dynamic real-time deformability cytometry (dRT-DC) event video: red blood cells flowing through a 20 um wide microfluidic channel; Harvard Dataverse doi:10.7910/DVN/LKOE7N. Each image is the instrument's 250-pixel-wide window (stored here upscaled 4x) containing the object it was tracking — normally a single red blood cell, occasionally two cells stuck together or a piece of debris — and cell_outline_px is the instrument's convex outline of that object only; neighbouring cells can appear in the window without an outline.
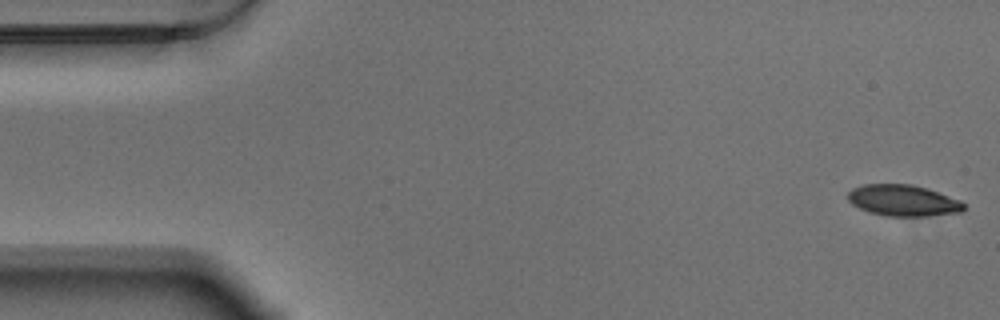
{"species": "Egyptian fruit bat (a non-hibernating species)", "species_latin": "Rousettus aegyptiacus", "temperature_condition": "warm", "stored_images_in_passage": 57, "camera_frame_rate_fps": 3000, "um_per_image_px": 0.085, "animal": {"sex": "male"}, "frame": {"image": 1, "passage_image": 1, "time_ms": 0.0, "image_size_px": [1000, 320], "cell_outline_px": [[964, 208], [960, 212], [924, 216], [884, 216], [868, 212], [852, 204], [848, 200], [848, 192], [852, 188], [864, 184], [912, 184], [960, 200], [964, 204]], "centroid_in_image_um": [76.71, 17.04], "position_along_channel_um": 8.3, "area_um2": 20.92}}
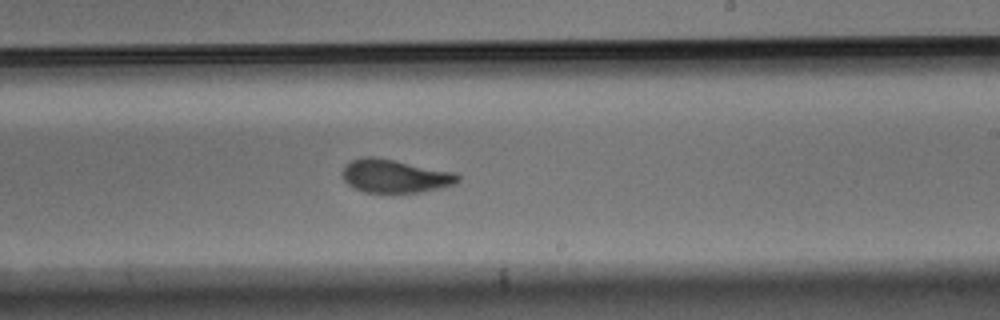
{"frame": {"image": 2, "passage_image": 33, "time_ms": 10.667, "image_size_px": [1000, 320], "cell_outline_px": [[460, 180], [456, 184], [440, 188], [420, 192], [364, 192], [352, 188], [344, 180], [340, 172], [352, 160], [364, 156], [376, 156], [456, 172], [460, 176]], "centroid_in_image_um": [33.58, 14.96], "position_along_channel_um": 255.4, "area_um2": 22.66}}
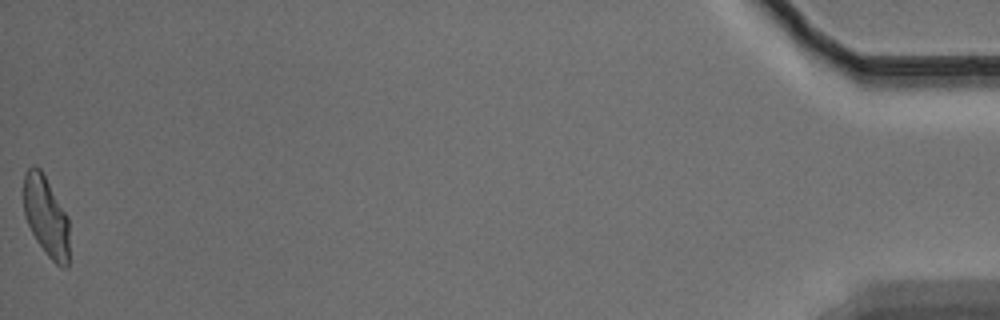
{"frame": {"image": 3, "passage_image": 57, "time_ms": 18.667, "image_size_px": [1000, 320], "cell_outline_px": [[68, 268], [64, 268], [56, 264], [48, 256], [36, 240], [24, 216], [24, 172], [32, 164], [36, 164], [40, 168], [68, 216]], "centroid_in_image_um": [3.91, 18.37], "position_along_channel_um": 431.3, "area_um2": 21.33}, "authors_computed_cell_mechanics": {"area_um2": 22.542, "velocity_mm_per_s": 3.4861, "shape_relaxation_time_tau1_ms": 5.5215, "shape_relaxation_time_tau2_ms": 1.596, "deformation_change_tau1": 0.1772, "deformation_change_tau2": 0.0715}}